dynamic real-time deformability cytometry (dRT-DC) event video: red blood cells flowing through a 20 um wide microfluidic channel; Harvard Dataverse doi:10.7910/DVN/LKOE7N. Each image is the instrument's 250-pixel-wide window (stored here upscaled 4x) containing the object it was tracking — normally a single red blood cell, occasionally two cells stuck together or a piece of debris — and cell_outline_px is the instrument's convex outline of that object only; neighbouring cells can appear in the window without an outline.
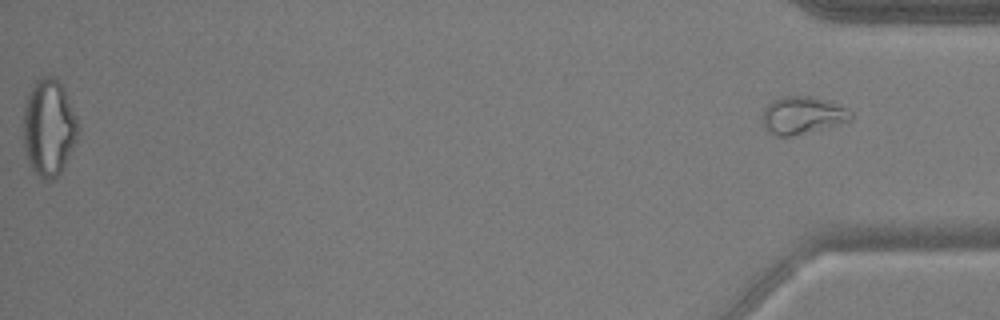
{"species": "common noctule bat (a hibernating species)", "species_latin": "Nyctalus noctula", "temperature_condition": "warm", "stored_images_in_passage": 53, "segment_of_instrument_passage": [2, 2], "camera_frame_rate_fps": 3000, "um_per_image_px": 0.085, "animal": {"sex": "male", "body_mass_g": 17.9, "forearm_length_mm": 54.2}, "frame": {"image": 1, "passage_image": 53, "time_ms": 17.333, "image_size_px": [1000, 320], "cell_outline_px": [[852, 120], [792, 136], [776, 136], [768, 132], [764, 128], [764, 108], [772, 100], [784, 96], [812, 96], [848, 108], [852, 112]], "centroid_in_image_um": [68.2, 9.79], "position_along_channel_um": 367.0, "area_um2": 19.07}}